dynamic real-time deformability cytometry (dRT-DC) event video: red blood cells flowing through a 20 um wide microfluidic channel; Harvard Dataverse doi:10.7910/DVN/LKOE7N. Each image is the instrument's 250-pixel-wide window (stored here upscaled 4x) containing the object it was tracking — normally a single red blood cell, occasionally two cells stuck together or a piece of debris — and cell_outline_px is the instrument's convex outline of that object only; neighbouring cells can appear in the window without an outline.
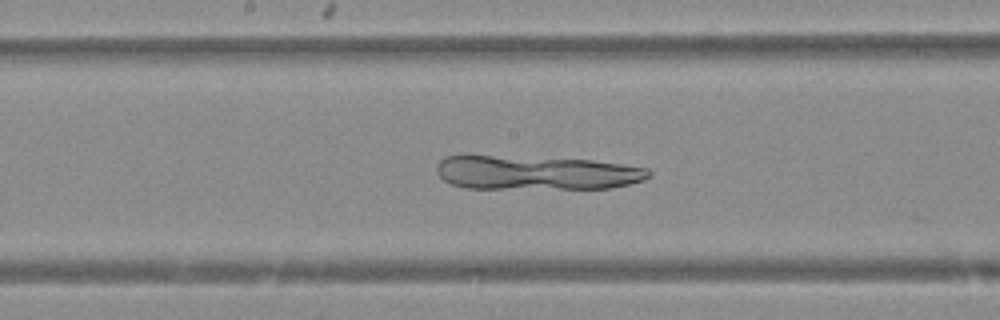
{"species": "Egyptian fruit bat (a non-hibernating species)", "species_latin": "Rousettus aegyptiacus", "temperature_condition": "warm", "stored_images_in_passage": 31, "camera_frame_rate_fps": 3000, "um_per_image_px": 0.085, "animal": {"sex": "female"}, "frame": {"image": 1, "passage_image": 26, "time_ms": 8.333, "image_size_px": [1000, 320], "cell_outline_px": [[652, 172], [644, 180], [612, 188], [464, 188], [452, 184], [444, 180], [436, 172], [436, 164], [440, 160], [448, 156], [492, 156], [592, 160], [648, 168]], "centroid_in_image_um": [45.57, 14.69], "position_along_channel_um": 202.6, "area_um2": 41.73}}
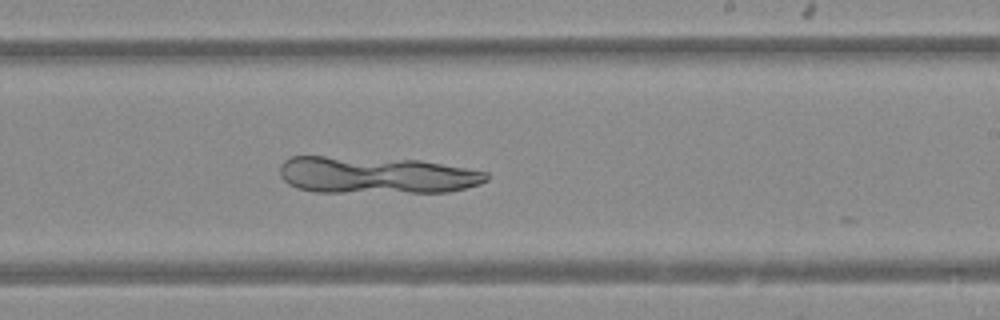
{"frame": {"image": 2, "passage_image": 30, "time_ms": 9.667, "image_size_px": [1000, 320], "cell_outline_px": [[488, 180], [480, 184], [448, 192], [316, 192], [296, 188], [288, 184], [280, 176], [280, 164], [284, 160], [292, 156], [324, 156], [420, 160], [468, 168], [488, 172]], "centroid_in_image_um": [31.96, 14.88], "position_along_channel_um": 257.0, "area_um2": 44.8}}